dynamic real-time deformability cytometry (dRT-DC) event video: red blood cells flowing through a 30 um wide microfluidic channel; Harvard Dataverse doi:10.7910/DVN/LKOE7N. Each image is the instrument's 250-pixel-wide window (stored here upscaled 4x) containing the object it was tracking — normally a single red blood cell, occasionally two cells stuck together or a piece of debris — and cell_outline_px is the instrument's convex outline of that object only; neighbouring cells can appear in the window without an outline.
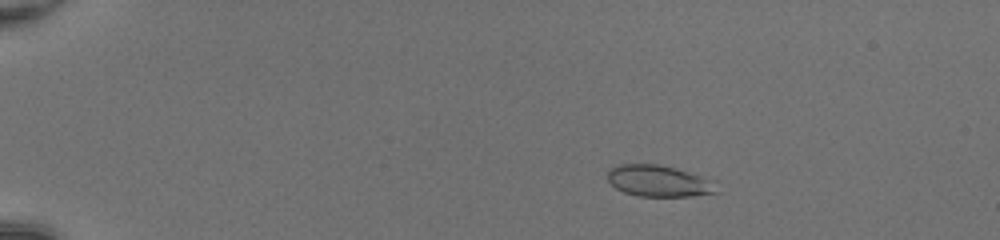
{"species": "common noctule bat (a hibernating species)", "species_latin": "Nyctalus noctula", "temperature_condition": "room temperature", "stored_images_in_passage": 52, "camera_frame_rate_fps": 3000, "um_per_image_px": 0.085, "animal": {"sex": "female", "body_mass_g": 20.0, "forearm_length_mm": 54.0}, "frame": {"image": 1, "passage_image": 11, "time_ms": 3.333, "image_size_px": [1000, 240], "cell_outline_px": [[720, 192], [692, 196], [640, 196], [624, 192], [616, 188], [608, 180], [608, 172], [616, 164], [656, 164], [672, 168], [716, 180]], "centroid_in_image_um": [56.05, 15.39], "position_along_channel_um": 28.9, "area_um2": 19.94}}
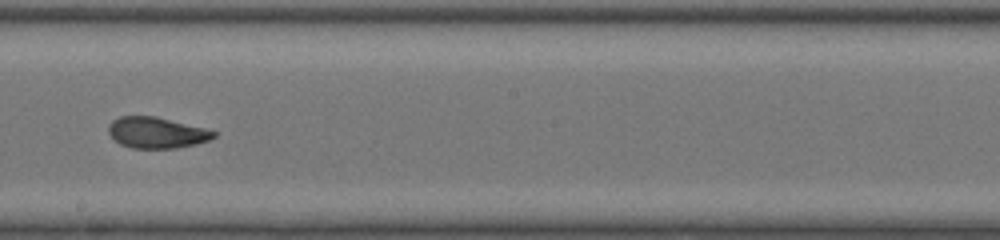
{"frame": {"image": 2, "passage_image": 33, "time_ms": 10.667, "image_size_px": [1000, 240], "cell_outline_px": [[216, 136], [208, 140], [196, 144], [176, 148], [132, 148], [120, 144], [108, 132], [108, 124], [112, 120], [120, 116], [156, 116], [204, 128], [216, 132]], "centroid_in_image_um": [13.29, 11.27], "position_along_channel_um": 234.9, "area_um2": 18.96}}
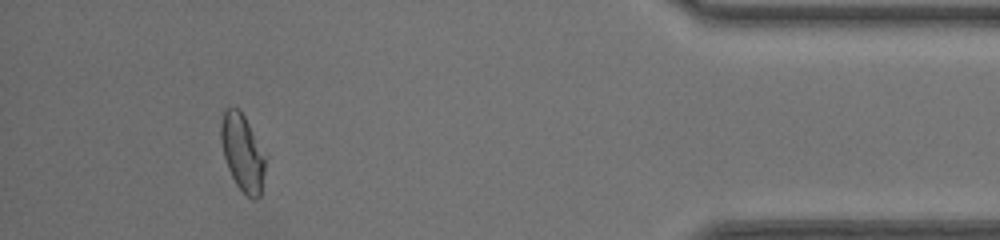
{"frame": {"image": 3, "passage_image": 49, "time_ms": 16.0, "image_size_px": [1000, 240], "cell_outline_px": [[268, 156], [260, 196], [256, 200], [252, 200], [236, 184], [228, 168], [224, 156], [220, 140], [220, 124], [224, 108], [240, 108]], "centroid_in_image_um": [20.64, 12.95], "position_along_channel_um": 414.6, "area_um2": 20.46}, "authors_computed_cell_mechanics": {"area_um2": 20.1144, "velocity_mm_per_s": 4.2159, "shape_relaxation_time_tau1_ms": 6.6702, "shape_relaxation_time_tau2_ms": 1.0181, "deformation_change_tau1": 0.1816, "deformation_change_tau2": 0.0467}}